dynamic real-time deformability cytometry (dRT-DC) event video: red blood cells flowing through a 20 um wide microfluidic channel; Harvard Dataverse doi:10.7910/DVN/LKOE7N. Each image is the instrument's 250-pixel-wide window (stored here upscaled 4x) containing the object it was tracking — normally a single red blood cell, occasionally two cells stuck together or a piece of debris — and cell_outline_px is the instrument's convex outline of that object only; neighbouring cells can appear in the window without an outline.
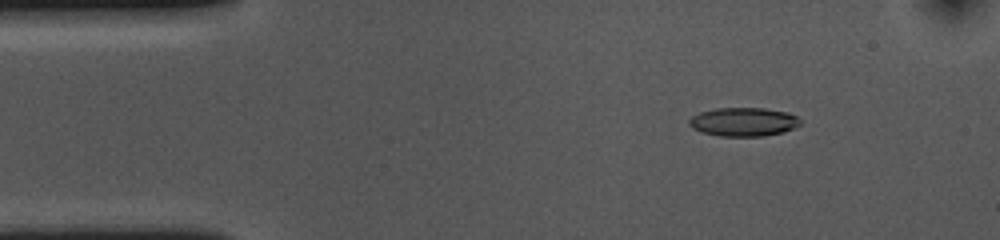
{"species": "common noctule bat (a hibernating species)", "species_latin": "Nyctalus noctula", "temperature_condition": "cold", "stored_images_in_passage": 54, "camera_frame_rate_fps": 3000, "um_per_image_px": 0.085, "animal": {"sex": "female", "body_mass_g": 10.0, "forearm_length_mm": 53.1}, "frame": {"image": 1, "passage_image": 7, "time_ms": 2.0, "image_size_px": [1000, 240], "cell_outline_px": [[800, 124], [784, 132], [764, 136], [720, 136], [700, 132], [692, 128], [688, 124], [688, 120], [692, 116], [700, 112], [716, 108], [764, 108], [788, 112], [796, 116], [800, 120]], "centroid_in_image_um": [63.17, 10.36], "position_along_channel_um": 21.8, "area_um2": 18.67}}
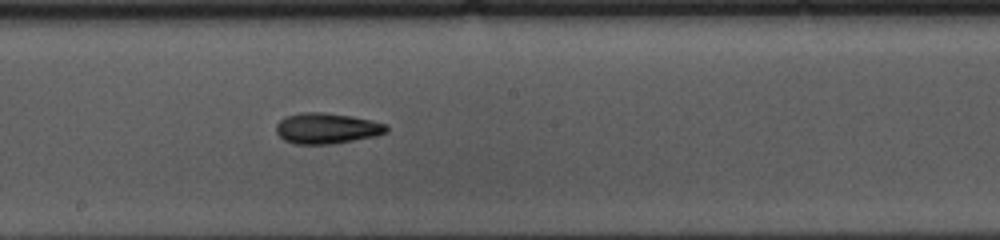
{"frame": {"image": 2, "passage_image": 28, "time_ms": 9.0, "image_size_px": [1000, 240], "cell_outline_px": [[388, 132], [376, 136], [332, 144], [296, 144], [284, 140], [276, 132], [276, 124], [284, 116], [300, 112], [324, 112], [352, 116], [372, 120], [388, 124]], "centroid_in_image_um": [27.79, 10.9], "position_along_channel_um": 220.4, "area_um2": 20.0}}
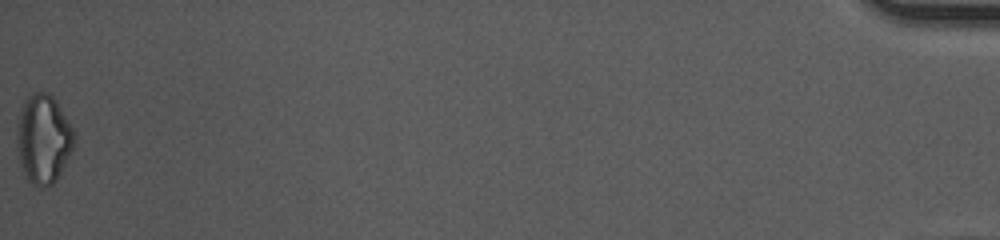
{"frame": {"image": 3, "passage_image": 54, "time_ms": 17.667, "image_size_px": [1000, 240], "cell_outline_px": [[76, 140], [72, 152], [56, 180], [52, 184], [40, 188], [32, 184], [24, 176], [20, 164], [20, 116], [24, 100], [28, 96], [36, 92], [48, 92], [56, 100], [72, 128], [76, 136]], "centroid_in_image_um": [3.75, 11.84], "position_along_channel_um": 431.4, "area_um2": 28.96}, "authors_computed_cell_mechanics": {"area_um2": 19.1607, "velocity_mm_per_s": 3.6632, "shape_relaxation_time_tau1_ms": 8.1191, "shape_relaxation_time_tau2_ms": 6.6087, "deformation_change_tau1": 0.1574, "deformation_change_tau2": 0.1607}}